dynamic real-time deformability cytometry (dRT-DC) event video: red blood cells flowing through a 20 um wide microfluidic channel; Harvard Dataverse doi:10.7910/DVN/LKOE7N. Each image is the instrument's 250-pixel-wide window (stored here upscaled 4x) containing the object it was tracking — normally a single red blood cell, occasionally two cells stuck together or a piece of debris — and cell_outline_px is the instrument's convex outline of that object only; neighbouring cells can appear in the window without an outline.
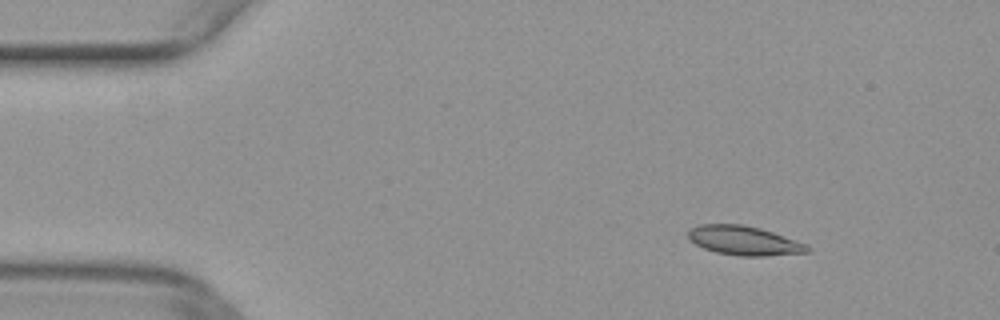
{"species": "common noctule bat (a hibernating species)", "species_latin": "Nyctalus noctula", "temperature_condition": "warm", "stored_images_in_passage": 15, "camera_frame_rate_fps": 3000, "um_per_image_px": 0.085, "animal": {"sex": "female", "body_mass_g": 29.2, "forearm_length_mm": 56.3}, "frame": {"image": 1, "passage_image": 1, "time_ms": 0.0, "image_size_px": [1000, 320], "cell_outline_px": [[812, 248], [808, 252], [764, 256], [740, 256], [716, 252], [704, 248], [688, 240], [688, 228], [696, 224], [744, 224], [760, 228], [808, 244]], "centroid_in_image_um": [63.22, 20.44], "position_along_channel_um": 21.8, "area_um2": 20.46}}
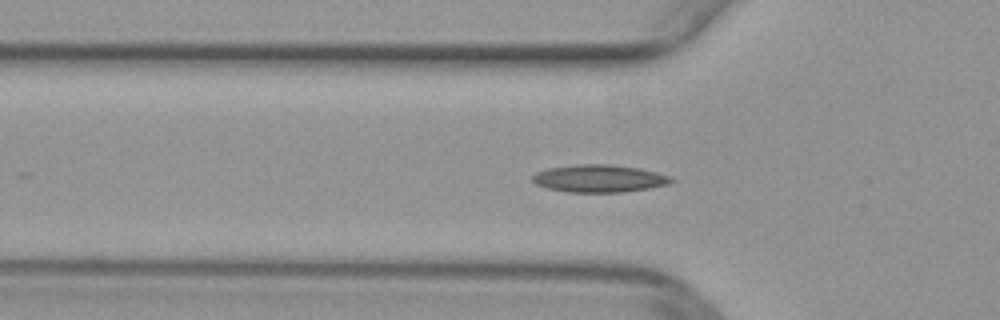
{"frame": {"image": 2, "passage_image": 11, "time_ms": 3.333, "image_size_px": [1000, 320], "cell_outline_px": [[676, 180], [668, 184], [648, 188], [624, 192], [568, 192], [548, 188], [536, 184], [532, 180], [532, 176], [536, 172], [548, 168], [576, 164], [608, 164], [640, 168], [656, 172], [668, 176]], "centroid_in_image_um": [50.92, 15.17], "position_along_channel_um": 74.9, "area_um2": 22.2}}
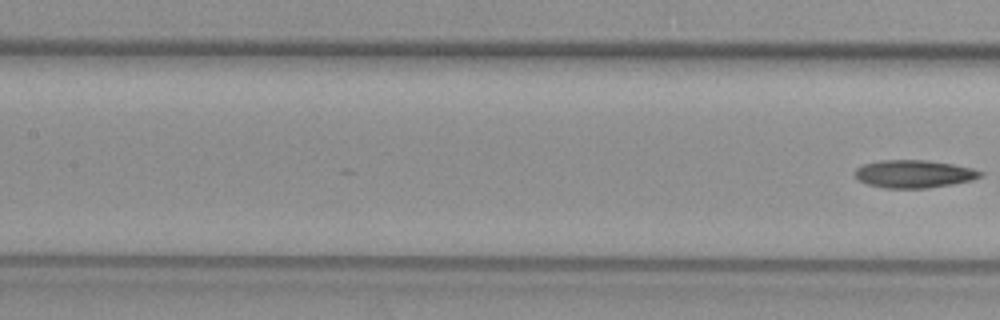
{"frame": {"image": 3, "passage_image": 15, "time_ms": 4.667, "image_size_px": [1000, 320], "cell_outline_px": [[984, 176], [972, 180], [952, 184], [928, 188], [884, 188], [868, 184], [860, 180], [852, 172], [856, 168], [864, 164], [880, 160], [928, 160], [952, 164], [972, 168], [984, 172]], "centroid_in_image_um": [77.7, 14.78], "position_along_channel_um": 129.7, "area_um2": 20.4}}